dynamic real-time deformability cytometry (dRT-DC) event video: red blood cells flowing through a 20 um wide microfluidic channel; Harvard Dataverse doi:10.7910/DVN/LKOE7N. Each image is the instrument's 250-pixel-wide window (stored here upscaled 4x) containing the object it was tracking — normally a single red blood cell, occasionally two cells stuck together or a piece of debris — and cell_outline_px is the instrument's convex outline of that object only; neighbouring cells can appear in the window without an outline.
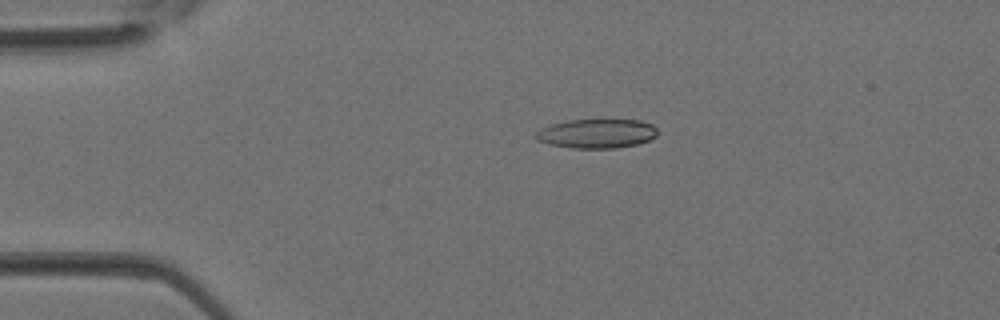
{"species": "Egyptian fruit bat (a non-hibernating species)", "species_latin": "Rousettus aegyptiacus", "temperature_condition": "room temperature", "stored_images_in_passage": 32, "camera_frame_rate_fps": 3000, "um_per_image_px": 0.085, "animal": {"sex": "female"}, "frame": {"image": 1, "passage_image": 6, "time_ms": 1.667, "image_size_px": [1000, 320], "cell_outline_px": [[656, 136], [648, 140], [636, 144], [616, 148], [572, 148], [548, 144], [536, 140], [536, 132], [552, 124], [568, 120], [640, 120], [652, 124], [656, 128]], "centroid_in_image_um": [50.72, 11.35], "position_along_channel_um": 34.3, "area_um2": 20.52}}
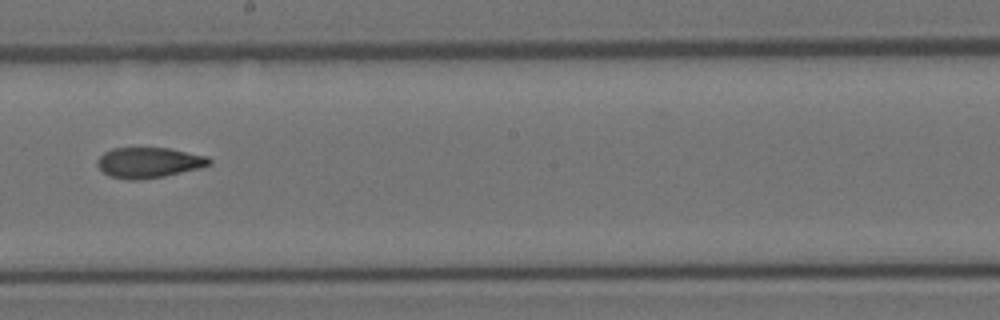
{"frame": {"image": 2, "passage_image": 18, "time_ms": 5.667, "image_size_px": [1000, 320], "cell_outline_px": [[212, 164], [200, 168], [164, 176], [140, 180], [128, 180], [108, 176], [96, 164], [96, 160], [104, 152], [112, 148], [168, 148], [208, 156], [212, 160]], "centroid_in_image_um": [12.65, 13.82], "position_along_channel_um": 235.6, "area_um2": 20.0}}
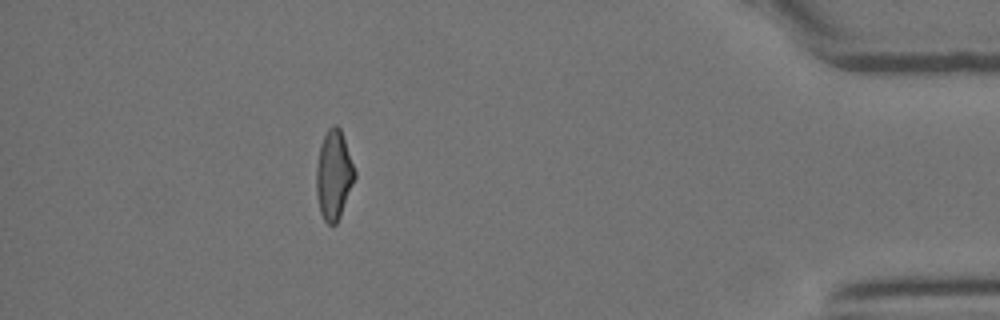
{"frame": {"image": 3, "passage_image": 29, "time_ms": 9.333, "image_size_px": [1000, 320], "cell_outline_px": [[356, 176], [340, 216], [336, 224], [328, 224], [324, 220], [320, 212], [316, 192], [316, 168], [320, 144], [328, 128], [332, 124], [336, 124], [340, 128], [356, 172]], "centroid_in_image_um": [28.36, 14.86], "position_along_channel_um": 406.8, "area_um2": 19.88}}